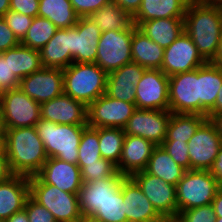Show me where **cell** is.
<instances>
[{
	"label": "cell",
	"instance_id": "1",
	"mask_svg": "<svg viewBox=\"0 0 222 222\" xmlns=\"http://www.w3.org/2000/svg\"><path fill=\"white\" fill-rule=\"evenodd\" d=\"M5 154L13 175L36 176L48 156L35 126L5 128Z\"/></svg>",
	"mask_w": 222,
	"mask_h": 222
},
{
	"label": "cell",
	"instance_id": "2",
	"mask_svg": "<svg viewBox=\"0 0 222 222\" xmlns=\"http://www.w3.org/2000/svg\"><path fill=\"white\" fill-rule=\"evenodd\" d=\"M184 31L201 56L211 62L216 56L222 34V9L191 0L184 15Z\"/></svg>",
	"mask_w": 222,
	"mask_h": 222
},
{
	"label": "cell",
	"instance_id": "3",
	"mask_svg": "<svg viewBox=\"0 0 222 222\" xmlns=\"http://www.w3.org/2000/svg\"><path fill=\"white\" fill-rule=\"evenodd\" d=\"M64 94L88 107L106 92L107 73L96 63L73 62L63 69Z\"/></svg>",
	"mask_w": 222,
	"mask_h": 222
},
{
	"label": "cell",
	"instance_id": "4",
	"mask_svg": "<svg viewBox=\"0 0 222 222\" xmlns=\"http://www.w3.org/2000/svg\"><path fill=\"white\" fill-rule=\"evenodd\" d=\"M88 125L57 124L40 119L35 125L48 157L78 164V148L83 130Z\"/></svg>",
	"mask_w": 222,
	"mask_h": 222
},
{
	"label": "cell",
	"instance_id": "5",
	"mask_svg": "<svg viewBox=\"0 0 222 222\" xmlns=\"http://www.w3.org/2000/svg\"><path fill=\"white\" fill-rule=\"evenodd\" d=\"M29 196L46 207L57 222H78L82 217L77 194L43 183L37 176L29 177Z\"/></svg>",
	"mask_w": 222,
	"mask_h": 222
},
{
	"label": "cell",
	"instance_id": "6",
	"mask_svg": "<svg viewBox=\"0 0 222 222\" xmlns=\"http://www.w3.org/2000/svg\"><path fill=\"white\" fill-rule=\"evenodd\" d=\"M221 186L209 170H187L176 185L177 213L211 204Z\"/></svg>",
	"mask_w": 222,
	"mask_h": 222
},
{
	"label": "cell",
	"instance_id": "7",
	"mask_svg": "<svg viewBox=\"0 0 222 222\" xmlns=\"http://www.w3.org/2000/svg\"><path fill=\"white\" fill-rule=\"evenodd\" d=\"M136 28L133 23L128 29L101 32L95 63L107 74L132 62L131 40Z\"/></svg>",
	"mask_w": 222,
	"mask_h": 222
},
{
	"label": "cell",
	"instance_id": "8",
	"mask_svg": "<svg viewBox=\"0 0 222 222\" xmlns=\"http://www.w3.org/2000/svg\"><path fill=\"white\" fill-rule=\"evenodd\" d=\"M4 128L33 127L41 119V105L19 87L1 93Z\"/></svg>",
	"mask_w": 222,
	"mask_h": 222
},
{
	"label": "cell",
	"instance_id": "9",
	"mask_svg": "<svg viewBox=\"0 0 222 222\" xmlns=\"http://www.w3.org/2000/svg\"><path fill=\"white\" fill-rule=\"evenodd\" d=\"M136 109L135 104L104 94L87 107V125L92 128L124 129Z\"/></svg>",
	"mask_w": 222,
	"mask_h": 222
},
{
	"label": "cell",
	"instance_id": "10",
	"mask_svg": "<svg viewBox=\"0 0 222 222\" xmlns=\"http://www.w3.org/2000/svg\"><path fill=\"white\" fill-rule=\"evenodd\" d=\"M169 111L199 114L198 68L169 77Z\"/></svg>",
	"mask_w": 222,
	"mask_h": 222
},
{
	"label": "cell",
	"instance_id": "11",
	"mask_svg": "<svg viewBox=\"0 0 222 222\" xmlns=\"http://www.w3.org/2000/svg\"><path fill=\"white\" fill-rule=\"evenodd\" d=\"M191 170H209L217 157L222 139L215 125L206 119L187 142Z\"/></svg>",
	"mask_w": 222,
	"mask_h": 222
},
{
	"label": "cell",
	"instance_id": "12",
	"mask_svg": "<svg viewBox=\"0 0 222 222\" xmlns=\"http://www.w3.org/2000/svg\"><path fill=\"white\" fill-rule=\"evenodd\" d=\"M206 63L190 36L184 31L169 47L164 48L160 70L170 77L197 69Z\"/></svg>",
	"mask_w": 222,
	"mask_h": 222
},
{
	"label": "cell",
	"instance_id": "13",
	"mask_svg": "<svg viewBox=\"0 0 222 222\" xmlns=\"http://www.w3.org/2000/svg\"><path fill=\"white\" fill-rule=\"evenodd\" d=\"M135 91L137 109L169 110V77L160 69H146Z\"/></svg>",
	"mask_w": 222,
	"mask_h": 222
},
{
	"label": "cell",
	"instance_id": "14",
	"mask_svg": "<svg viewBox=\"0 0 222 222\" xmlns=\"http://www.w3.org/2000/svg\"><path fill=\"white\" fill-rule=\"evenodd\" d=\"M140 187L162 217L177 216L176 186L147 173L145 170L130 176Z\"/></svg>",
	"mask_w": 222,
	"mask_h": 222
},
{
	"label": "cell",
	"instance_id": "15",
	"mask_svg": "<svg viewBox=\"0 0 222 222\" xmlns=\"http://www.w3.org/2000/svg\"><path fill=\"white\" fill-rule=\"evenodd\" d=\"M170 117L169 110L136 109L124 128L125 135L139 136L156 146L162 145Z\"/></svg>",
	"mask_w": 222,
	"mask_h": 222
},
{
	"label": "cell",
	"instance_id": "16",
	"mask_svg": "<svg viewBox=\"0 0 222 222\" xmlns=\"http://www.w3.org/2000/svg\"><path fill=\"white\" fill-rule=\"evenodd\" d=\"M19 88L41 105L64 93L63 70L42 67L22 78Z\"/></svg>",
	"mask_w": 222,
	"mask_h": 222
},
{
	"label": "cell",
	"instance_id": "17",
	"mask_svg": "<svg viewBox=\"0 0 222 222\" xmlns=\"http://www.w3.org/2000/svg\"><path fill=\"white\" fill-rule=\"evenodd\" d=\"M100 36V28L92 20L80 17L70 28L72 63H95Z\"/></svg>",
	"mask_w": 222,
	"mask_h": 222
},
{
	"label": "cell",
	"instance_id": "18",
	"mask_svg": "<svg viewBox=\"0 0 222 222\" xmlns=\"http://www.w3.org/2000/svg\"><path fill=\"white\" fill-rule=\"evenodd\" d=\"M36 176L43 183L77 195L83 184L81 170L78 165L59 160L55 157H48Z\"/></svg>",
	"mask_w": 222,
	"mask_h": 222
},
{
	"label": "cell",
	"instance_id": "19",
	"mask_svg": "<svg viewBox=\"0 0 222 222\" xmlns=\"http://www.w3.org/2000/svg\"><path fill=\"white\" fill-rule=\"evenodd\" d=\"M122 178L123 175L117 172L113 177L83 183L78 194L82 216L93 217L112 196V193H116L121 188Z\"/></svg>",
	"mask_w": 222,
	"mask_h": 222
},
{
	"label": "cell",
	"instance_id": "20",
	"mask_svg": "<svg viewBox=\"0 0 222 222\" xmlns=\"http://www.w3.org/2000/svg\"><path fill=\"white\" fill-rule=\"evenodd\" d=\"M41 119L57 124L87 125V107L63 93L41 104Z\"/></svg>",
	"mask_w": 222,
	"mask_h": 222
},
{
	"label": "cell",
	"instance_id": "21",
	"mask_svg": "<svg viewBox=\"0 0 222 222\" xmlns=\"http://www.w3.org/2000/svg\"><path fill=\"white\" fill-rule=\"evenodd\" d=\"M121 191L126 222H156L163 218L131 177L123 176Z\"/></svg>",
	"mask_w": 222,
	"mask_h": 222
},
{
	"label": "cell",
	"instance_id": "22",
	"mask_svg": "<svg viewBox=\"0 0 222 222\" xmlns=\"http://www.w3.org/2000/svg\"><path fill=\"white\" fill-rule=\"evenodd\" d=\"M145 70L139 64L130 62L108 73L105 94L136 105V86Z\"/></svg>",
	"mask_w": 222,
	"mask_h": 222
},
{
	"label": "cell",
	"instance_id": "23",
	"mask_svg": "<svg viewBox=\"0 0 222 222\" xmlns=\"http://www.w3.org/2000/svg\"><path fill=\"white\" fill-rule=\"evenodd\" d=\"M156 145L139 136L125 135L117 171L126 177L146 169Z\"/></svg>",
	"mask_w": 222,
	"mask_h": 222
},
{
	"label": "cell",
	"instance_id": "24",
	"mask_svg": "<svg viewBox=\"0 0 222 222\" xmlns=\"http://www.w3.org/2000/svg\"><path fill=\"white\" fill-rule=\"evenodd\" d=\"M29 197V177L12 175L0 182V219H8L24 208Z\"/></svg>",
	"mask_w": 222,
	"mask_h": 222
},
{
	"label": "cell",
	"instance_id": "25",
	"mask_svg": "<svg viewBox=\"0 0 222 222\" xmlns=\"http://www.w3.org/2000/svg\"><path fill=\"white\" fill-rule=\"evenodd\" d=\"M133 23L143 34L163 48L169 47L184 32V18L152 19Z\"/></svg>",
	"mask_w": 222,
	"mask_h": 222
},
{
	"label": "cell",
	"instance_id": "26",
	"mask_svg": "<svg viewBox=\"0 0 222 222\" xmlns=\"http://www.w3.org/2000/svg\"><path fill=\"white\" fill-rule=\"evenodd\" d=\"M42 67L64 69L72 64L70 28L57 29L54 36L40 50Z\"/></svg>",
	"mask_w": 222,
	"mask_h": 222
},
{
	"label": "cell",
	"instance_id": "27",
	"mask_svg": "<svg viewBox=\"0 0 222 222\" xmlns=\"http://www.w3.org/2000/svg\"><path fill=\"white\" fill-rule=\"evenodd\" d=\"M199 114L206 116L215 105L222 85V68L207 62L198 68Z\"/></svg>",
	"mask_w": 222,
	"mask_h": 222
},
{
	"label": "cell",
	"instance_id": "28",
	"mask_svg": "<svg viewBox=\"0 0 222 222\" xmlns=\"http://www.w3.org/2000/svg\"><path fill=\"white\" fill-rule=\"evenodd\" d=\"M191 0H142L133 22H146L152 19L184 18Z\"/></svg>",
	"mask_w": 222,
	"mask_h": 222
},
{
	"label": "cell",
	"instance_id": "29",
	"mask_svg": "<svg viewBox=\"0 0 222 222\" xmlns=\"http://www.w3.org/2000/svg\"><path fill=\"white\" fill-rule=\"evenodd\" d=\"M131 54L132 62L146 69H161L164 48L149 39L138 28L133 31Z\"/></svg>",
	"mask_w": 222,
	"mask_h": 222
},
{
	"label": "cell",
	"instance_id": "30",
	"mask_svg": "<svg viewBox=\"0 0 222 222\" xmlns=\"http://www.w3.org/2000/svg\"><path fill=\"white\" fill-rule=\"evenodd\" d=\"M145 171L176 186L186 170L174 161L162 145H157L152 151Z\"/></svg>",
	"mask_w": 222,
	"mask_h": 222
},
{
	"label": "cell",
	"instance_id": "31",
	"mask_svg": "<svg viewBox=\"0 0 222 222\" xmlns=\"http://www.w3.org/2000/svg\"><path fill=\"white\" fill-rule=\"evenodd\" d=\"M0 54L9 58L10 70L19 80L42 68L40 51L21 43Z\"/></svg>",
	"mask_w": 222,
	"mask_h": 222
},
{
	"label": "cell",
	"instance_id": "32",
	"mask_svg": "<svg viewBox=\"0 0 222 222\" xmlns=\"http://www.w3.org/2000/svg\"><path fill=\"white\" fill-rule=\"evenodd\" d=\"M38 16L48 19L58 29L72 28L79 19L70 0H39Z\"/></svg>",
	"mask_w": 222,
	"mask_h": 222
},
{
	"label": "cell",
	"instance_id": "33",
	"mask_svg": "<svg viewBox=\"0 0 222 222\" xmlns=\"http://www.w3.org/2000/svg\"><path fill=\"white\" fill-rule=\"evenodd\" d=\"M99 28L104 31H120L128 29L132 24V17L121 9L113 0L89 17Z\"/></svg>",
	"mask_w": 222,
	"mask_h": 222
},
{
	"label": "cell",
	"instance_id": "34",
	"mask_svg": "<svg viewBox=\"0 0 222 222\" xmlns=\"http://www.w3.org/2000/svg\"><path fill=\"white\" fill-rule=\"evenodd\" d=\"M206 119V116L200 114L171 113L165 140L188 142Z\"/></svg>",
	"mask_w": 222,
	"mask_h": 222
},
{
	"label": "cell",
	"instance_id": "35",
	"mask_svg": "<svg viewBox=\"0 0 222 222\" xmlns=\"http://www.w3.org/2000/svg\"><path fill=\"white\" fill-rule=\"evenodd\" d=\"M125 132L121 128H99V150L103 159L119 165Z\"/></svg>",
	"mask_w": 222,
	"mask_h": 222
},
{
	"label": "cell",
	"instance_id": "36",
	"mask_svg": "<svg viewBox=\"0 0 222 222\" xmlns=\"http://www.w3.org/2000/svg\"><path fill=\"white\" fill-rule=\"evenodd\" d=\"M58 28L44 17H34L21 44L35 50H41L54 36Z\"/></svg>",
	"mask_w": 222,
	"mask_h": 222
},
{
	"label": "cell",
	"instance_id": "37",
	"mask_svg": "<svg viewBox=\"0 0 222 222\" xmlns=\"http://www.w3.org/2000/svg\"><path fill=\"white\" fill-rule=\"evenodd\" d=\"M100 158L99 128L87 126L82 132L78 148V164L97 163Z\"/></svg>",
	"mask_w": 222,
	"mask_h": 222
},
{
	"label": "cell",
	"instance_id": "38",
	"mask_svg": "<svg viewBox=\"0 0 222 222\" xmlns=\"http://www.w3.org/2000/svg\"><path fill=\"white\" fill-rule=\"evenodd\" d=\"M92 218L101 222H126L125 204L121 188L116 193H112V196Z\"/></svg>",
	"mask_w": 222,
	"mask_h": 222
},
{
	"label": "cell",
	"instance_id": "39",
	"mask_svg": "<svg viewBox=\"0 0 222 222\" xmlns=\"http://www.w3.org/2000/svg\"><path fill=\"white\" fill-rule=\"evenodd\" d=\"M77 165L80 167L83 183L113 177L118 172L115 164L103 158L98 159L97 163Z\"/></svg>",
	"mask_w": 222,
	"mask_h": 222
},
{
	"label": "cell",
	"instance_id": "40",
	"mask_svg": "<svg viewBox=\"0 0 222 222\" xmlns=\"http://www.w3.org/2000/svg\"><path fill=\"white\" fill-rule=\"evenodd\" d=\"M3 19L20 42L26 36L27 31L33 21V17H29L12 10H9L3 16Z\"/></svg>",
	"mask_w": 222,
	"mask_h": 222
},
{
	"label": "cell",
	"instance_id": "41",
	"mask_svg": "<svg viewBox=\"0 0 222 222\" xmlns=\"http://www.w3.org/2000/svg\"><path fill=\"white\" fill-rule=\"evenodd\" d=\"M179 222H215L216 215L211 204L178 212Z\"/></svg>",
	"mask_w": 222,
	"mask_h": 222
},
{
	"label": "cell",
	"instance_id": "42",
	"mask_svg": "<svg viewBox=\"0 0 222 222\" xmlns=\"http://www.w3.org/2000/svg\"><path fill=\"white\" fill-rule=\"evenodd\" d=\"M162 146L178 165L183 167L186 171L191 170V162L188 154L187 142L164 140Z\"/></svg>",
	"mask_w": 222,
	"mask_h": 222
},
{
	"label": "cell",
	"instance_id": "43",
	"mask_svg": "<svg viewBox=\"0 0 222 222\" xmlns=\"http://www.w3.org/2000/svg\"><path fill=\"white\" fill-rule=\"evenodd\" d=\"M24 209L28 215L29 222H57L46 207L38 204L30 196L26 199Z\"/></svg>",
	"mask_w": 222,
	"mask_h": 222
},
{
	"label": "cell",
	"instance_id": "44",
	"mask_svg": "<svg viewBox=\"0 0 222 222\" xmlns=\"http://www.w3.org/2000/svg\"><path fill=\"white\" fill-rule=\"evenodd\" d=\"M20 80L11 72L9 66V58H4L0 54V91L18 88Z\"/></svg>",
	"mask_w": 222,
	"mask_h": 222
},
{
	"label": "cell",
	"instance_id": "45",
	"mask_svg": "<svg viewBox=\"0 0 222 222\" xmlns=\"http://www.w3.org/2000/svg\"><path fill=\"white\" fill-rule=\"evenodd\" d=\"M112 0H70L72 7L80 17H89L93 12L99 10Z\"/></svg>",
	"mask_w": 222,
	"mask_h": 222
},
{
	"label": "cell",
	"instance_id": "46",
	"mask_svg": "<svg viewBox=\"0 0 222 222\" xmlns=\"http://www.w3.org/2000/svg\"><path fill=\"white\" fill-rule=\"evenodd\" d=\"M21 42L17 39L13 31L8 27L3 17H0V53L16 47Z\"/></svg>",
	"mask_w": 222,
	"mask_h": 222
},
{
	"label": "cell",
	"instance_id": "47",
	"mask_svg": "<svg viewBox=\"0 0 222 222\" xmlns=\"http://www.w3.org/2000/svg\"><path fill=\"white\" fill-rule=\"evenodd\" d=\"M10 10L29 17H37L39 0H10Z\"/></svg>",
	"mask_w": 222,
	"mask_h": 222
},
{
	"label": "cell",
	"instance_id": "48",
	"mask_svg": "<svg viewBox=\"0 0 222 222\" xmlns=\"http://www.w3.org/2000/svg\"><path fill=\"white\" fill-rule=\"evenodd\" d=\"M121 9L133 17L139 10L142 0H113Z\"/></svg>",
	"mask_w": 222,
	"mask_h": 222
},
{
	"label": "cell",
	"instance_id": "49",
	"mask_svg": "<svg viewBox=\"0 0 222 222\" xmlns=\"http://www.w3.org/2000/svg\"><path fill=\"white\" fill-rule=\"evenodd\" d=\"M209 171L216 179V182L222 187V145Z\"/></svg>",
	"mask_w": 222,
	"mask_h": 222
},
{
	"label": "cell",
	"instance_id": "50",
	"mask_svg": "<svg viewBox=\"0 0 222 222\" xmlns=\"http://www.w3.org/2000/svg\"><path fill=\"white\" fill-rule=\"evenodd\" d=\"M12 175L6 155H0V182L8 180Z\"/></svg>",
	"mask_w": 222,
	"mask_h": 222
},
{
	"label": "cell",
	"instance_id": "51",
	"mask_svg": "<svg viewBox=\"0 0 222 222\" xmlns=\"http://www.w3.org/2000/svg\"><path fill=\"white\" fill-rule=\"evenodd\" d=\"M211 205L213 206L216 217H222V187L216 193Z\"/></svg>",
	"mask_w": 222,
	"mask_h": 222
},
{
	"label": "cell",
	"instance_id": "52",
	"mask_svg": "<svg viewBox=\"0 0 222 222\" xmlns=\"http://www.w3.org/2000/svg\"><path fill=\"white\" fill-rule=\"evenodd\" d=\"M222 113V85L219 90L215 105L208 111L207 119H211L215 114Z\"/></svg>",
	"mask_w": 222,
	"mask_h": 222
},
{
	"label": "cell",
	"instance_id": "53",
	"mask_svg": "<svg viewBox=\"0 0 222 222\" xmlns=\"http://www.w3.org/2000/svg\"><path fill=\"white\" fill-rule=\"evenodd\" d=\"M5 222H29V218L26 210L23 208L22 210L14 213L11 217L6 219Z\"/></svg>",
	"mask_w": 222,
	"mask_h": 222
},
{
	"label": "cell",
	"instance_id": "54",
	"mask_svg": "<svg viewBox=\"0 0 222 222\" xmlns=\"http://www.w3.org/2000/svg\"><path fill=\"white\" fill-rule=\"evenodd\" d=\"M211 63L215 66L222 68V34H221V39H220L218 49L216 52V56L213 58Z\"/></svg>",
	"mask_w": 222,
	"mask_h": 222
},
{
	"label": "cell",
	"instance_id": "55",
	"mask_svg": "<svg viewBox=\"0 0 222 222\" xmlns=\"http://www.w3.org/2000/svg\"><path fill=\"white\" fill-rule=\"evenodd\" d=\"M210 121L215 125L217 132L222 139V113L215 114Z\"/></svg>",
	"mask_w": 222,
	"mask_h": 222
},
{
	"label": "cell",
	"instance_id": "56",
	"mask_svg": "<svg viewBox=\"0 0 222 222\" xmlns=\"http://www.w3.org/2000/svg\"><path fill=\"white\" fill-rule=\"evenodd\" d=\"M10 10V0H0V17Z\"/></svg>",
	"mask_w": 222,
	"mask_h": 222
},
{
	"label": "cell",
	"instance_id": "57",
	"mask_svg": "<svg viewBox=\"0 0 222 222\" xmlns=\"http://www.w3.org/2000/svg\"><path fill=\"white\" fill-rule=\"evenodd\" d=\"M0 155L5 154V133H0Z\"/></svg>",
	"mask_w": 222,
	"mask_h": 222
},
{
	"label": "cell",
	"instance_id": "58",
	"mask_svg": "<svg viewBox=\"0 0 222 222\" xmlns=\"http://www.w3.org/2000/svg\"><path fill=\"white\" fill-rule=\"evenodd\" d=\"M204 4L222 6V0H198Z\"/></svg>",
	"mask_w": 222,
	"mask_h": 222
},
{
	"label": "cell",
	"instance_id": "59",
	"mask_svg": "<svg viewBox=\"0 0 222 222\" xmlns=\"http://www.w3.org/2000/svg\"><path fill=\"white\" fill-rule=\"evenodd\" d=\"M78 222H101V221H98L92 217L82 216Z\"/></svg>",
	"mask_w": 222,
	"mask_h": 222
},
{
	"label": "cell",
	"instance_id": "60",
	"mask_svg": "<svg viewBox=\"0 0 222 222\" xmlns=\"http://www.w3.org/2000/svg\"><path fill=\"white\" fill-rule=\"evenodd\" d=\"M156 222H179L176 217H163L159 221Z\"/></svg>",
	"mask_w": 222,
	"mask_h": 222
},
{
	"label": "cell",
	"instance_id": "61",
	"mask_svg": "<svg viewBox=\"0 0 222 222\" xmlns=\"http://www.w3.org/2000/svg\"><path fill=\"white\" fill-rule=\"evenodd\" d=\"M4 131H5V128H4V125H3L1 107H0V133H5Z\"/></svg>",
	"mask_w": 222,
	"mask_h": 222
},
{
	"label": "cell",
	"instance_id": "62",
	"mask_svg": "<svg viewBox=\"0 0 222 222\" xmlns=\"http://www.w3.org/2000/svg\"><path fill=\"white\" fill-rule=\"evenodd\" d=\"M215 222H222V217H216Z\"/></svg>",
	"mask_w": 222,
	"mask_h": 222
}]
</instances>
